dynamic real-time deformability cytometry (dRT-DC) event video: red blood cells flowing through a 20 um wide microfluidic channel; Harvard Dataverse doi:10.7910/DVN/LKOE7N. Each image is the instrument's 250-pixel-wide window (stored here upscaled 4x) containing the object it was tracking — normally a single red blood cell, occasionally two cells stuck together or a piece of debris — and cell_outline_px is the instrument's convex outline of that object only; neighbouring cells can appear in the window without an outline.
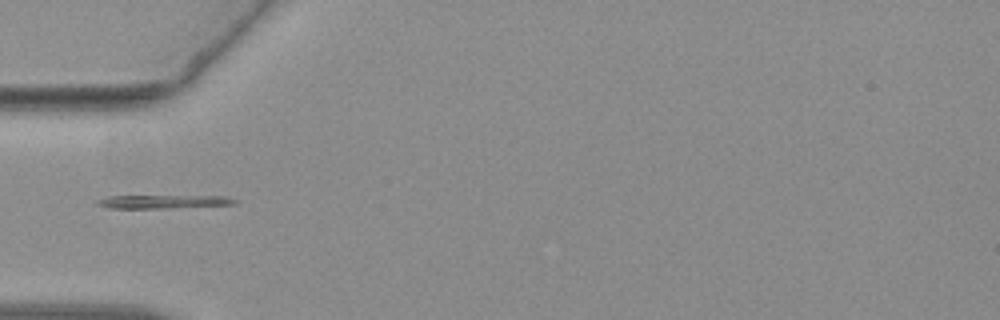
{"species": "common noctule bat (a hibernating species)", "species_latin": "Nyctalus noctula", "temperature_condition": "warm", "stored_images_in_passage": 37, "camera_frame_rate_fps": 3000, "um_per_image_px": 0.085, "animal": {"sex": "female", "body_mass_g": 19.3, "forearm_length_mm": 54.1}, "frame": {"image": 1, "passage_image": 1, "time_ms": 0.0, "image_size_px": [1000, 320], "cell_outline_px": [[236, 204], [168, 208], [108, 208], [96, 204], [96, 200], [108, 196], [228, 196], [236, 200]], "centroid_in_image_um": [13.86, 17.14], "position_along_channel_um": 71.1, "area_um2": 10.69}}
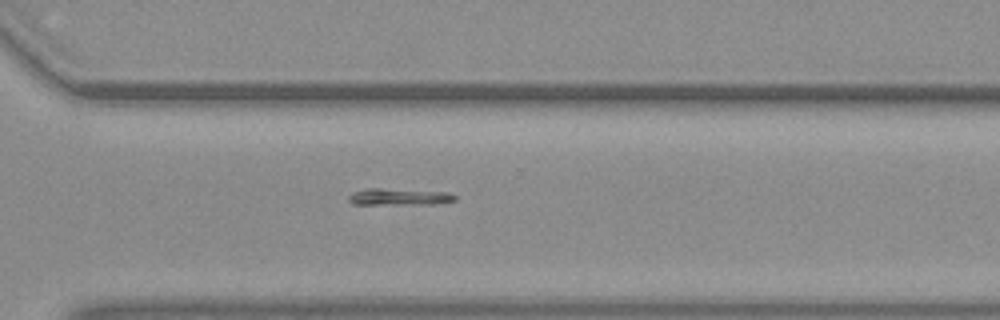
{"frame": {"image": 2, "passage_image": 22, "time_ms": 7.0, "image_size_px": [1000, 320], "cell_outline_px": [[456, 200], [436, 204], [352, 204], [348, 200], [348, 196], [352, 192], [368, 188], [380, 188], [448, 192], [456, 196]], "centroid_in_image_um": [33.91, 16.73], "position_along_channel_um": 336.7, "area_um2": 10.4}}
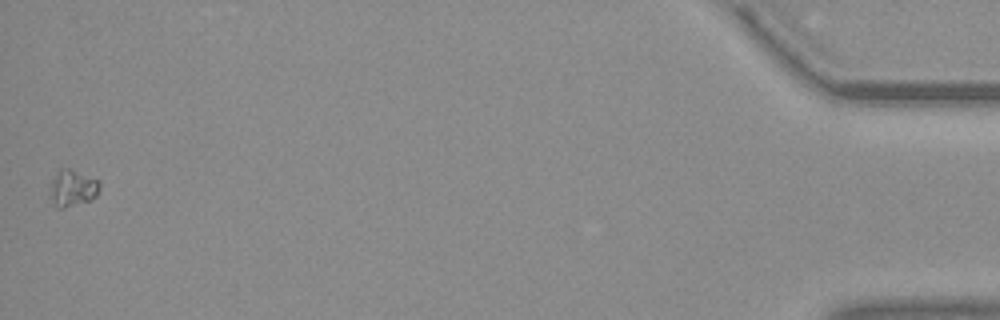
{"frame": {"image": 3, "passage_image": 37, "time_ms": 12.0, "image_size_px": [1000, 320], "cell_outline_px": [[100, 188], [96, 196], [88, 200], [64, 208], [56, 208], [52, 204], [48, 196], [52, 180], [60, 168], [68, 168], [100, 180]], "centroid_in_image_um": [6.13, 16.0], "position_along_channel_um": 429.1, "area_um2": 10.69}}